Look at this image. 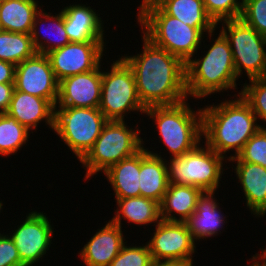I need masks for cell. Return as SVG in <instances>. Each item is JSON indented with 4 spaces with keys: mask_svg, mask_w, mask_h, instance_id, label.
<instances>
[{
    "mask_svg": "<svg viewBox=\"0 0 266 266\" xmlns=\"http://www.w3.org/2000/svg\"><path fill=\"white\" fill-rule=\"evenodd\" d=\"M190 99L173 105L151 106L145 115L156 125L159 143L169 152L167 158L182 156L194 150L203 141L202 108L190 107Z\"/></svg>",
    "mask_w": 266,
    "mask_h": 266,
    "instance_id": "277c9868",
    "label": "cell"
},
{
    "mask_svg": "<svg viewBox=\"0 0 266 266\" xmlns=\"http://www.w3.org/2000/svg\"><path fill=\"white\" fill-rule=\"evenodd\" d=\"M127 243L109 266H153L154 261L146 242L138 246L134 243L131 245Z\"/></svg>",
    "mask_w": 266,
    "mask_h": 266,
    "instance_id": "1f68e13d",
    "label": "cell"
},
{
    "mask_svg": "<svg viewBox=\"0 0 266 266\" xmlns=\"http://www.w3.org/2000/svg\"><path fill=\"white\" fill-rule=\"evenodd\" d=\"M251 261H249L248 263L250 264V262L252 263L250 266H261L259 265L253 258L252 259H249Z\"/></svg>",
    "mask_w": 266,
    "mask_h": 266,
    "instance_id": "60d3db41",
    "label": "cell"
},
{
    "mask_svg": "<svg viewBox=\"0 0 266 266\" xmlns=\"http://www.w3.org/2000/svg\"><path fill=\"white\" fill-rule=\"evenodd\" d=\"M260 253H255L253 256H251L259 265L266 266V248L262 249L260 248Z\"/></svg>",
    "mask_w": 266,
    "mask_h": 266,
    "instance_id": "74e56055",
    "label": "cell"
},
{
    "mask_svg": "<svg viewBox=\"0 0 266 266\" xmlns=\"http://www.w3.org/2000/svg\"><path fill=\"white\" fill-rule=\"evenodd\" d=\"M0 266H25L11 237L0 231Z\"/></svg>",
    "mask_w": 266,
    "mask_h": 266,
    "instance_id": "e575fe53",
    "label": "cell"
},
{
    "mask_svg": "<svg viewBox=\"0 0 266 266\" xmlns=\"http://www.w3.org/2000/svg\"><path fill=\"white\" fill-rule=\"evenodd\" d=\"M202 143L182 156L165 159L170 184L191 185L215 193L221 187L227 166L224 163L228 160Z\"/></svg>",
    "mask_w": 266,
    "mask_h": 266,
    "instance_id": "52a82bcc",
    "label": "cell"
},
{
    "mask_svg": "<svg viewBox=\"0 0 266 266\" xmlns=\"http://www.w3.org/2000/svg\"><path fill=\"white\" fill-rule=\"evenodd\" d=\"M140 150L139 188L140 196L161 203L167 191L169 180L165 152H153L149 147ZM161 153H164V155Z\"/></svg>",
    "mask_w": 266,
    "mask_h": 266,
    "instance_id": "ffe728a7",
    "label": "cell"
},
{
    "mask_svg": "<svg viewBox=\"0 0 266 266\" xmlns=\"http://www.w3.org/2000/svg\"><path fill=\"white\" fill-rule=\"evenodd\" d=\"M6 1H8V0H0V4L4 3Z\"/></svg>",
    "mask_w": 266,
    "mask_h": 266,
    "instance_id": "ee69618b",
    "label": "cell"
},
{
    "mask_svg": "<svg viewBox=\"0 0 266 266\" xmlns=\"http://www.w3.org/2000/svg\"><path fill=\"white\" fill-rule=\"evenodd\" d=\"M38 0H8L0 4L1 30L30 34L34 18L42 9Z\"/></svg>",
    "mask_w": 266,
    "mask_h": 266,
    "instance_id": "484cf974",
    "label": "cell"
},
{
    "mask_svg": "<svg viewBox=\"0 0 266 266\" xmlns=\"http://www.w3.org/2000/svg\"><path fill=\"white\" fill-rule=\"evenodd\" d=\"M116 207L114 216L110 219L121 228L127 220L128 223L138 225V227L156 225L161 221L160 203L146 197L115 198Z\"/></svg>",
    "mask_w": 266,
    "mask_h": 266,
    "instance_id": "cb8c5ba5",
    "label": "cell"
},
{
    "mask_svg": "<svg viewBox=\"0 0 266 266\" xmlns=\"http://www.w3.org/2000/svg\"><path fill=\"white\" fill-rule=\"evenodd\" d=\"M220 24L222 28L219 30L231 47L237 77H242L244 72L248 80L263 77L266 67V37L241 18L219 22L217 28H220Z\"/></svg>",
    "mask_w": 266,
    "mask_h": 266,
    "instance_id": "30bf717a",
    "label": "cell"
},
{
    "mask_svg": "<svg viewBox=\"0 0 266 266\" xmlns=\"http://www.w3.org/2000/svg\"><path fill=\"white\" fill-rule=\"evenodd\" d=\"M159 1L160 0H142L141 4L138 6V12L136 14H138L142 9L146 8L147 6L156 4Z\"/></svg>",
    "mask_w": 266,
    "mask_h": 266,
    "instance_id": "ab89813d",
    "label": "cell"
},
{
    "mask_svg": "<svg viewBox=\"0 0 266 266\" xmlns=\"http://www.w3.org/2000/svg\"><path fill=\"white\" fill-rule=\"evenodd\" d=\"M228 162H249L266 168V129L260 128L245 143L242 151Z\"/></svg>",
    "mask_w": 266,
    "mask_h": 266,
    "instance_id": "4dcf8cb0",
    "label": "cell"
},
{
    "mask_svg": "<svg viewBox=\"0 0 266 266\" xmlns=\"http://www.w3.org/2000/svg\"><path fill=\"white\" fill-rule=\"evenodd\" d=\"M35 53L30 34L0 30V60L16 66Z\"/></svg>",
    "mask_w": 266,
    "mask_h": 266,
    "instance_id": "83f0119b",
    "label": "cell"
},
{
    "mask_svg": "<svg viewBox=\"0 0 266 266\" xmlns=\"http://www.w3.org/2000/svg\"><path fill=\"white\" fill-rule=\"evenodd\" d=\"M30 130L20 124L15 118L7 113L0 114V155L2 157H11L17 155V152L27 146L30 138Z\"/></svg>",
    "mask_w": 266,
    "mask_h": 266,
    "instance_id": "f1b7e54d",
    "label": "cell"
},
{
    "mask_svg": "<svg viewBox=\"0 0 266 266\" xmlns=\"http://www.w3.org/2000/svg\"><path fill=\"white\" fill-rule=\"evenodd\" d=\"M105 222L78 252L84 266H109L127 242L120 226Z\"/></svg>",
    "mask_w": 266,
    "mask_h": 266,
    "instance_id": "e0dca14e",
    "label": "cell"
},
{
    "mask_svg": "<svg viewBox=\"0 0 266 266\" xmlns=\"http://www.w3.org/2000/svg\"><path fill=\"white\" fill-rule=\"evenodd\" d=\"M216 30L206 34L207 42H212L211 46L205 45V40H202L204 45V55L199 57L193 56L186 63V88L189 99L201 100L216 93H221L229 90H238L236 83L239 78L236 75L234 68V60L231 47L228 39L219 31L215 34V39L212 38ZM216 35H218L216 37ZM207 47L208 50L205 51ZM235 89V90H234ZM224 91V92H223ZM193 97V98H191Z\"/></svg>",
    "mask_w": 266,
    "mask_h": 266,
    "instance_id": "3957f363",
    "label": "cell"
},
{
    "mask_svg": "<svg viewBox=\"0 0 266 266\" xmlns=\"http://www.w3.org/2000/svg\"><path fill=\"white\" fill-rule=\"evenodd\" d=\"M140 151L112 165L103 173L114 191V198L140 196L139 188Z\"/></svg>",
    "mask_w": 266,
    "mask_h": 266,
    "instance_id": "d4e9b609",
    "label": "cell"
},
{
    "mask_svg": "<svg viewBox=\"0 0 266 266\" xmlns=\"http://www.w3.org/2000/svg\"><path fill=\"white\" fill-rule=\"evenodd\" d=\"M142 51L121 58L132 69L140 102L145 108L173 105L188 98L186 63L165 49L153 45L143 35Z\"/></svg>",
    "mask_w": 266,
    "mask_h": 266,
    "instance_id": "6da1fadb",
    "label": "cell"
},
{
    "mask_svg": "<svg viewBox=\"0 0 266 266\" xmlns=\"http://www.w3.org/2000/svg\"><path fill=\"white\" fill-rule=\"evenodd\" d=\"M15 68L14 64L0 60V83H15Z\"/></svg>",
    "mask_w": 266,
    "mask_h": 266,
    "instance_id": "8d00e7d4",
    "label": "cell"
},
{
    "mask_svg": "<svg viewBox=\"0 0 266 266\" xmlns=\"http://www.w3.org/2000/svg\"><path fill=\"white\" fill-rule=\"evenodd\" d=\"M240 18L266 37V0H244Z\"/></svg>",
    "mask_w": 266,
    "mask_h": 266,
    "instance_id": "836d02e7",
    "label": "cell"
},
{
    "mask_svg": "<svg viewBox=\"0 0 266 266\" xmlns=\"http://www.w3.org/2000/svg\"><path fill=\"white\" fill-rule=\"evenodd\" d=\"M263 78L266 79V67H265V70H264V76H263Z\"/></svg>",
    "mask_w": 266,
    "mask_h": 266,
    "instance_id": "7bdbcfd3",
    "label": "cell"
},
{
    "mask_svg": "<svg viewBox=\"0 0 266 266\" xmlns=\"http://www.w3.org/2000/svg\"><path fill=\"white\" fill-rule=\"evenodd\" d=\"M232 97L234 100L225 98L202 108V142L227 160L236 157L260 129L256 115L240 93Z\"/></svg>",
    "mask_w": 266,
    "mask_h": 266,
    "instance_id": "7a4b0ae2",
    "label": "cell"
},
{
    "mask_svg": "<svg viewBox=\"0 0 266 266\" xmlns=\"http://www.w3.org/2000/svg\"><path fill=\"white\" fill-rule=\"evenodd\" d=\"M66 77L59 81L55 107L99 108L101 101L102 68Z\"/></svg>",
    "mask_w": 266,
    "mask_h": 266,
    "instance_id": "9a60e30c",
    "label": "cell"
},
{
    "mask_svg": "<svg viewBox=\"0 0 266 266\" xmlns=\"http://www.w3.org/2000/svg\"><path fill=\"white\" fill-rule=\"evenodd\" d=\"M156 4L167 15L190 27L199 28L205 35L217 28L206 12L203 0H160Z\"/></svg>",
    "mask_w": 266,
    "mask_h": 266,
    "instance_id": "4316f807",
    "label": "cell"
},
{
    "mask_svg": "<svg viewBox=\"0 0 266 266\" xmlns=\"http://www.w3.org/2000/svg\"><path fill=\"white\" fill-rule=\"evenodd\" d=\"M244 0H203L208 16L219 22L240 18Z\"/></svg>",
    "mask_w": 266,
    "mask_h": 266,
    "instance_id": "d6a6232c",
    "label": "cell"
},
{
    "mask_svg": "<svg viewBox=\"0 0 266 266\" xmlns=\"http://www.w3.org/2000/svg\"><path fill=\"white\" fill-rule=\"evenodd\" d=\"M188 262H154L153 266H195Z\"/></svg>",
    "mask_w": 266,
    "mask_h": 266,
    "instance_id": "f35d334b",
    "label": "cell"
},
{
    "mask_svg": "<svg viewBox=\"0 0 266 266\" xmlns=\"http://www.w3.org/2000/svg\"><path fill=\"white\" fill-rule=\"evenodd\" d=\"M107 43L70 42L47 53L57 80L96 69L103 62V55L106 56Z\"/></svg>",
    "mask_w": 266,
    "mask_h": 266,
    "instance_id": "4fadbf2b",
    "label": "cell"
},
{
    "mask_svg": "<svg viewBox=\"0 0 266 266\" xmlns=\"http://www.w3.org/2000/svg\"><path fill=\"white\" fill-rule=\"evenodd\" d=\"M14 89L15 83H0V114L7 112Z\"/></svg>",
    "mask_w": 266,
    "mask_h": 266,
    "instance_id": "d590c367",
    "label": "cell"
},
{
    "mask_svg": "<svg viewBox=\"0 0 266 266\" xmlns=\"http://www.w3.org/2000/svg\"><path fill=\"white\" fill-rule=\"evenodd\" d=\"M19 223L12 232L8 233L7 230V234L17 247L21 262L25 266L36 265L47 256L46 253L53 244L54 225L47 213L33 209Z\"/></svg>",
    "mask_w": 266,
    "mask_h": 266,
    "instance_id": "8fae6325",
    "label": "cell"
},
{
    "mask_svg": "<svg viewBox=\"0 0 266 266\" xmlns=\"http://www.w3.org/2000/svg\"><path fill=\"white\" fill-rule=\"evenodd\" d=\"M241 87L242 89L239 93L250 105L258 123L264 122V125L260 123L259 127L266 129V79L263 77L252 78L249 79V83L245 82Z\"/></svg>",
    "mask_w": 266,
    "mask_h": 266,
    "instance_id": "f546056e",
    "label": "cell"
},
{
    "mask_svg": "<svg viewBox=\"0 0 266 266\" xmlns=\"http://www.w3.org/2000/svg\"><path fill=\"white\" fill-rule=\"evenodd\" d=\"M15 89L57 103L59 81L46 54L35 53L15 68Z\"/></svg>",
    "mask_w": 266,
    "mask_h": 266,
    "instance_id": "5bb4252c",
    "label": "cell"
},
{
    "mask_svg": "<svg viewBox=\"0 0 266 266\" xmlns=\"http://www.w3.org/2000/svg\"><path fill=\"white\" fill-rule=\"evenodd\" d=\"M3 204H4V203L2 202V200H0V213L3 211V210H2V209L4 208V207H3Z\"/></svg>",
    "mask_w": 266,
    "mask_h": 266,
    "instance_id": "b9f144b4",
    "label": "cell"
},
{
    "mask_svg": "<svg viewBox=\"0 0 266 266\" xmlns=\"http://www.w3.org/2000/svg\"><path fill=\"white\" fill-rule=\"evenodd\" d=\"M230 163L238 179L237 184L240 183L247 209L255 217L263 218L266 215V168L249 162Z\"/></svg>",
    "mask_w": 266,
    "mask_h": 266,
    "instance_id": "44dd1931",
    "label": "cell"
},
{
    "mask_svg": "<svg viewBox=\"0 0 266 266\" xmlns=\"http://www.w3.org/2000/svg\"><path fill=\"white\" fill-rule=\"evenodd\" d=\"M108 120L99 108L55 107L53 131L80 161Z\"/></svg>",
    "mask_w": 266,
    "mask_h": 266,
    "instance_id": "9c48e42d",
    "label": "cell"
},
{
    "mask_svg": "<svg viewBox=\"0 0 266 266\" xmlns=\"http://www.w3.org/2000/svg\"><path fill=\"white\" fill-rule=\"evenodd\" d=\"M118 56L110 69L102 70L99 110L107 120L125 121L130 112H140L144 116L146 108L139 100L133 71Z\"/></svg>",
    "mask_w": 266,
    "mask_h": 266,
    "instance_id": "ba28073f",
    "label": "cell"
},
{
    "mask_svg": "<svg viewBox=\"0 0 266 266\" xmlns=\"http://www.w3.org/2000/svg\"><path fill=\"white\" fill-rule=\"evenodd\" d=\"M136 16L145 38L185 63L197 55L199 48L203 47L202 40L206 37L199 28L190 27L179 19L167 15L157 4L147 6Z\"/></svg>",
    "mask_w": 266,
    "mask_h": 266,
    "instance_id": "5b68a950",
    "label": "cell"
},
{
    "mask_svg": "<svg viewBox=\"0 0 266 266\" xmlns=\"http://www.w3.org/2000/svg\"><path fill=\"white\" fill-rule=\"evenodd\" d=\"M62 6L64 27L70 42H106L104 21L87 3Z\"/></svg>",
    "mask_w": 266,
    "mask_h": 266,
    "instance_id": "2e32d148",
    "label": "cell"
},
{
    "mask_svg": "<svg viewBox=\"0 0 266 266\" xmlns=\"http://www.w3.org/2000/svg\"><path fill=\"white\" fill-rule=\"evenodd\" d=\"M54 14L46 12L42 7L34 18L30 35L37 53L47 54L70 43L64 27L62 11Z\"/></svg>",
    "mask_w": 266,
    "mask_h": 266,
    "instance_id": "7402d4cb",
    "label": "cell"
},
{
    "mask_svg": "<svg viewBox=\"0 0 266 266\" xmlns=\"http://www.w3.org/2000/svg\"><path fill=\"white\" fill-rule=\"evenodd\" d=\"M214 194L215 192H203L197 200L195 212L185 222L196 243L223 233L224 226L228 223V215L222 213L223 208H220V202Z\"/></svg>",
    "mask_w": 266,
    "mask_h": 266,
    "instance_id": "ac0fdd59",
    "label": "cell"
},
{
    "mask_svg": "<svg viewBox=\"0 0 266 266\" xmlns=\"http://www.w3.org/2000/svg\"><path fill=\"white\" fill-rule=\"evenodd\" d=\"M138 122L133 127L126 121L108 120L93 147L79 161L86 171L84 180L104 173L112 165L129 158L143 148L144 138ZM135 127V128H134Z\"/></svg>",
    "mask_w": 266,
    "mask_h": 266,
    "instance_id": "8992f818",
    "label": "cell"
},
{
    "mask_svg": "<svg viewBox=\"0 0 266 266\" xmlns=\"http://www.w3.org/2000/svg\"><path fill=\"white\" fill-rule=\"evenodd\" d=\"M146 242L154 262L193 263L195 240L185 222L161 220Z\"/></svg>",
    "mask_w": 266,
    "mask_h": 266,
    "instance_id": "7c38bea8",
    "label": "cell"
},
{
    "mask_svg": "<svg viewBox=\"0 0 266 266\" xmlns=\"http://www.w3.org/2000/svg\"><path fill=\"white\" fill-rule=\"evenodd\" d=\"M54 106L44 98L14 89L7 114L33 133L43 121L53 132Z\"/></svg>",
    "mask_w": 266,
    "mask_h": 266,
    "instance_id": "d6986e66",
    "label": "cell"
},
{
    "mask_svg": "<svg viewBox=\"0 0 266 266\" xmlns=\"http://www.w3.org/2000/svg\"><path fill=\"white\" fill-rule=\"evenodd\" d=\"M203 191L191 185H168L160 203V216L164 221L186 222L195 212L197 200Z\"/></svg>",
    "mask_w": 266,
    "mask_h": 266,
    "instance_id": "603a6c76",
    "label": "cell"
}]
</instances>
